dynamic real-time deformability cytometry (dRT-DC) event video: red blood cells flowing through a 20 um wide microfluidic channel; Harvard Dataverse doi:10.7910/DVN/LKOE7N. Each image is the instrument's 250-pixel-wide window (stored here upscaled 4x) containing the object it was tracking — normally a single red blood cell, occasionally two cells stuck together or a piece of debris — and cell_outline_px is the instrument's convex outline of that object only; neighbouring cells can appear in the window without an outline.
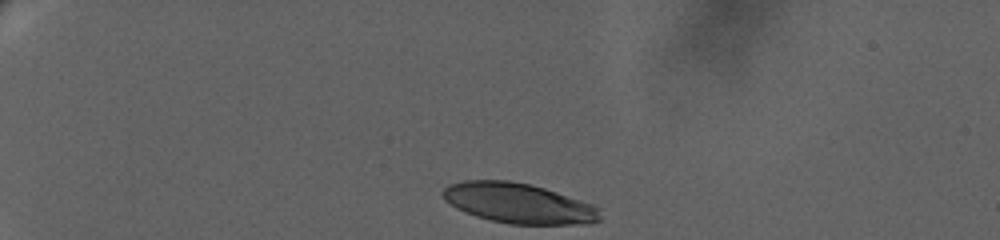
{"species": "human", "species_latin": "Homo sapiens", "temperature_condition": "warm", "stored_images_in_passage": 27, "camera_frame_rate_fps": 3000, "um_per_image_px": 0.085, "donor": {"sex": "female"}, "frame": {"image": 1, "passage_image": 1, "time_ms": 0.0, "image_size_px": [1000, 240], "cell_outline_px": [[600, 220], [588, 224], [508, 224], [488, 220], [464, 212], [456, 208], [444, 200], [440, 192], [448, 184], [464, 180], [508, 180], [532, 184], [592, 204], [600, 208]], "centroid_in_image_um": [44.04, 17.27], "position_along_channel_um": 41.0, "area_um2": 37.05}}
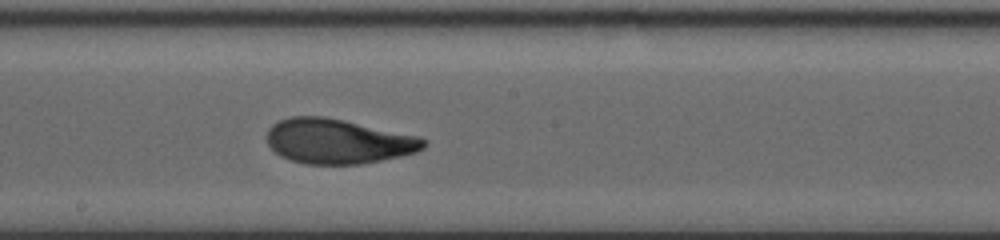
{"frame": {"image": 2, "passage_image": 16, "time_ms": 7.667, "image_size_px": [1000, 240], "cell_outline_px": [[428, 144], [424, 148], [416, 152], [400, 156], [360, 164], [304, 164], [280, 156], [268, 144], [268, 128], [272, 124], [280, 120], [292, 116], [324, 116], [344, 120], [420, 136], [428, 140]], "centroid_in_image_um": [28.76, 12.0], "position_along_channel_um": 219.4, "area_um2": 40.98}}
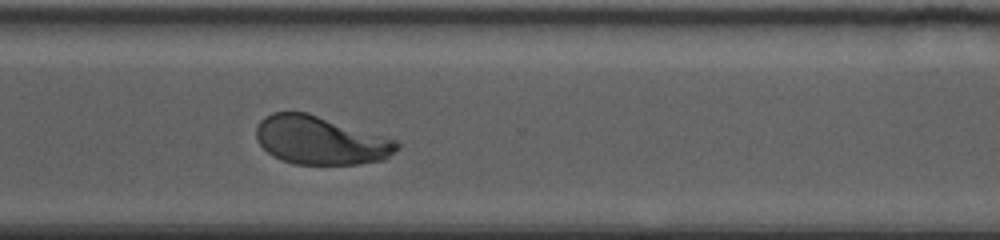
{"frame": {"image": 3, "passage_image": 27, "time_ms": 11.333, "image_size_px": [1000, 240], "cell_outline_px": [[400, 148], [384, 160], [360, 164], [296, 164], [280, 160], [272, 156], [260, 144], [256, 136], [256, 128], [260, 120], [264, 116], [272, 112], [308, 112], [396, 140], [400, 144]], "centroid_in_image_um": [27.23, 11.93], "position_along_channel_um": 343.4, "area_um2": 39.71}}